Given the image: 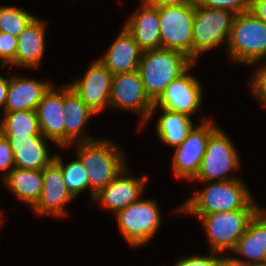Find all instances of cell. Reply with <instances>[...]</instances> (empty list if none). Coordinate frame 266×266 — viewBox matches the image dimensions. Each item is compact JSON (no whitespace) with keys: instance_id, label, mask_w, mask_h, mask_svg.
Here are the masks:
<instances>
[{"instance_id":"obj_15","label":"cell","mask_w":266,"mask_h":266,"mask_svg":"<svg viewBox=\"0 0 266 266\" xmlns=\"http://www.w3.org/2000/svg\"><path fill=\"white\" fill-rule=\"evenodd\" d=\"M43 190L37 204L32 208L36 214L65 216V205L74 199L68 192L63 181L60 165L53 160L43 170Z\"/></svg>"},{"instance_id":"obj_23","label":"cell","mask_w":266,"mask_h":266,"mask_svg":"<svg viewBox=\"0 0 266 266\" xmlns=\"http://www.w3.org/2000/svg\"><path fill=\"white\" fill-rule=\"evenodd\" d=\"M232 253L244 257L249 263L266 266V210L260 209L251 219Z\"/></svg>"},{"instance_id":"obj_3","label":"cell","mask_w":266,"mask_h":266,"mask_svg":"<svg viewBox=\"0 0 266 266\" xmlns=\"http://www.w3.org/2000/svg\"><path fill=\"white\" fill-rule=\"evenodd\" d=\"M193 63L185 54L175 50L160 48L143 51L138 71L150 100L155 103L167 85Z\"/></svg>"},{"instance_id":"obj_2","label":"cell","mask_w":266,"mask_h":266,"mask_svg":"<svg viewBox=\"0 0 266 266\" xmlns=\"http://www.w3.org/2000/svg\"><path fill=\"white\" fill-rule=\"evenodd\" d=\"M77 155L86 169L92 199L126 166L123 150L113 142L95 139L74 143Z\"/></svg>"},{"instance_id":"obj_34","label":"cell","mask_w":266,"mask_h":266,"mask_svg":"<svg viewBox=\"0 0 266 266\" xmlns=\"http://www.w3.org/2000/svg\"><path fill=\"white\" fill-rule=\"evenodd\" d=\"M249 11L266 23V0H251Z\"/></svg>"},{"instance_id":"obj_7","label":"cell","mask_w":266,"mask_h":266,"mask_svg":"<svg viewBox=\"0 0 266 266\" xmlns=\"http://www.w3.org/2000/svg\"><path fill=\"white\" fill-rule=\"evenodd\" d=\"M236 14L226 9L206 8L195 4L193 22V62L199 53L211 50L221 43L228 44Z\"/></svg>"},{"instance_id":"obj_6","label":"cell","mask_w":266,"mask_h":266,"mask_svg":"<svg viewBox=\"0 0 266 266\" xmlns=\"http://www.w3.org/2000/svg\"><path fill=\"white\" fill-rule=\"evenodd\" d=\"M115 215L121 234L134 248L147 244L162 221L158 203L152 199L140 198Z\"/></svg>"},{"instance_id":"obj_30","label":"cell","mask_w":266,"mask_h":266,"mask_svg":"<svg viewBox=\"0 0 266 266\" xmlns=\"http://www.w3.org/2000/svg\"><path fill=\"white\" fill-rule=\"evenodd\" d=\"M16 50L17 37L10 33L0 32V59H2V68L9 64L15 65Z\"/></svg>"},{"instance_id":"obj_21","label":"cell","mask_w":266,"mask_h":266,"mask_svg":"<svg viewBox=\"0 0 266 266\" xmlns=\"http://www.w3.org/2000/svg\"><path fill=\"white\" fill-rule=\"evenodd\" d=\"M53 85L19 76L9 78L7 102L4 112L36 110L43 96Z\"/></svg>"},{"instance_id":"obj_13","label":"cell","mask_w":266,"mask_h":266,"mask_svg":"<svg viewBox=\"0 0 266 266\" xmlns=\"http://www.w3.org/2000/svg\"><path fill=\"white\" fill-rule=\"evenodd\" d=\"M87 69L82 79L68 85L80 96L81 100L93 111L100 113L109 107V97L113 74L97 59Z\"/></svg>"},{"instance_id":"obj_22","label":"cell","mask_w":266,"mask_h":266,"mask_svg":"<svg viewBox=\"0 0 266 266\" xmlns=\"http://www.w3.org/2000/svg\"><path fill=\"white\" fill-rule=\"evenodd\" d=\"M46 24L35 16L17 37L15 66L37 68L45 50Z\"/></svg>"},{"instance_id":"obj_11","label":"cell","mask_w":266,"mask_h":266,"mask_svg":"<svg viewBox=\"0 0 266 266\" xmlns=\"http://www.w3.org/2000/svg\"><path fill=\"white\" fill-rule=\"evenodd\" d=\"M109 106L135 111L141 116V125L150 120L154 103L145 92L138 70L113 75Z\"/></svg>"},{"instance_id":"obj_38","label":"cell","mask_w":266,"mask_h":266,"mask_svg":"<svg viewBox=\"0 0 266 266\" xmlns=\"http://www.w3.org/2000/svg\"><path fill=\"white\" fill-rule=\"evenodd\" d=\"M141 2L151 5H156L159 3L168 4V0H141Z\"/></svg>"},{"instance_id":"obj_19","label":"cell","mask_w":266,"mask_h":266,"mask_svg":"<svg viewBox=\"0 0 266 266\" xmlns=\"http://www.w3.org/2000/svg\"><path fill=\"white\" fill-rule=\"evenodd\" d=\"M106 51L99 60L113 75L138 70L143 51L125 27Z\"/></svg>"},{"instance_id":"obj_24","label":"cell","mask_w":266,"mask_h":266,"mask_svg":"<svg viewBox=\"0 0 266 266\" xmlns=\"http://www.w3.org/2000/svg\"><path fill=\"white\" fill-rule=\"evenodd\" d=\"M3 182L21 202L33 208L43 190L42 170L12 169Z\"/></svg>"},{"instance_id":"obj_4","label":"cell","mask_w":266,"mask_h":266,"mask_svg":"<svg viewBox=\"0 0 266 266\" xmlns=\"http://www.w3.org/2000/svg\"><path fill=\"white\" fill-rule=\"evenodd\" d=\"M227 48L231 61L257 65L266 59V23L250 11L236 14Z\"/></svg>"},{"instance_id":"obj_1","label":"cell","mask_w":266,"mask_h":266,"mask_svg":"<svg viewBox=\"0 0 266 266\" xmlns=\"http://www.w3.org/2000/svg\"><path fill=\"white\" fill-rule=\"evenodd\" d=\"M208 185L202 191L195 192L176 212L200 217L216 212L235 210H260L255 199L242 180L205 182Z\"/></svg>"},{"instance_id":"obj_29","label":"cell","mask_w":266,"mask_h":266,"mask_svg":"<svg viewBox=\"0 0 266 266\" xmlns=\"http://www.w3.org/2000/svg\"><path fill=\"white\" fill-rule=\"evenodd\" d=\"M251 0H197V4L206 8L226 9L234 14L250 10Z\"/></svg>"},{"instance_id":"obj_14","label":"cell","mask_w":266,"mask_h":266,"mask_svg":"<svg viewBox=\"0 0 266 266\" xmlns=\"http://www.w3.org/2000/svg\"><path fill=\"white\" fill-rule=\"evenodd\" d=\"M128 166H126L106 187L95 195L94 201H98L100 205L115 214L126 208L141 198L143 194L147 176L136 178L128 175Z\"/></svg>"},{"instance_id":"obj_16","label":"cell","mask_w":266,"mask_h":266,"mask_svg":"<svg viewBox=\"0 0 266 266\" xmlns=\"http://www.w3.org/2000/svg\"><path fill=\"white\" fill-rule=\"evenodd\" d=\"M64 114V147L78 142L95 140L85 135L84 128L88 119L96 113L93 112L68 84L63 86ZM83 130V131H82Z\"/></svg>"},{"instance_id":"obj_8","label":"cell","mask_w":266,"mask_h":266,"mask_svg":"<svg viewBox=\"0 0 266 266\" xmlns=\"http://www.w3.org/2000/svg\"><path fill=\"white\" fill-rule=\"evenodd\" d=\"M258 211L235 210L200 216L199 219L208 236L212 252L232 251Z\"/></svg>"},{"instance_id":"obj_17","label":"cell","mask_w":266,"mask_h":266,"mask_svg":"<svg viewBox=\"0 0 266 266\" xmlns=\"http://www.w3.org/2000/svg\"><path fill=\"white\" fill-rule=\"evenodd\" d=\"M4 137L10 142L16 168L43 170L55 159V155L49 156L46 138L42 134Z\"/></svg>"},{"instance_id":"obj_33","label":"cell","mask_w":266,"mask_h":266,"mask_svg":"<svg viewBox=\"0 0 266 266\" xmlns=\"http://www.w3.org/2000/svg\"><path fill=\"white\" fill-rule=\"evenodd\" d=\"M15 168L14 153L9 140L0 134V171H6L3 179Z\"/></svg>"},{"instance_id":"obj_31","label":"cell","mask_w":266,"mask_h":266,"mask_svg":"<svg viewBox=\"0 0 266 266\" xmlns=\"http://www.w3.org/2000/svg\"><path fill=\"white\" fill-rule=\"evenodd\" d=\"M207 256H190L177 260L174 266H223L224 256L220 252H212ZM221 254V255H220ZM218 255V257H217Z\"/></svg>"},{"instance_id":"obj_25","label":"cell","mask_w":266,"mask_h":266,"mask_svg":"<svg viewBox=\"0 0 266 266\" xmlns=\"http://www.w3.org/2000/svg\"><path fill=\"white\" fill-rule=\"evenodd\" d=\"M162 111L163 114L156 124L157 135L163 143L175 148L185 140L195 124L183 113L164 109Z\"/></svg>"},{"instance_id":"obj_20","label":"cell","mask_w":266,"mask_h":266,"mask_svg":"<svg viewBox=\"0 0 266 266\" xmlns=\"http://www.w3.org/2000/svg\"><path fill=\"white\" fill-rule=\"evenodd\" d=\"M159 23L158 4L142 2V7L129 17L124 27L134 37L139 48L147 51L161 48Z\"/></svg>"},{"instance_id":"obj_37","label":"cell","mask_w":266,"mask_h":266,"mask_svg":"<svg viewBox=\"0 0 266 266\" xmlns=\"http://www.w3.org/2000/svg\"><path fill=\"white\" fill-rule=\"evenodd\" d=\"M197 0H168L169 5H195Z\"/></svg>"},{"instance_id":"obj_35","label":"cell","mask_w":266,"mask_h":266,"mask_svg":"<svg viewBox=\"0 0 266 266\" xmlns=\"http://www.w3.org/2000/svg\"><path fill=\"white\" fill-rule=\"evenodd\" d=\"M9 88V78H4L0 75V107L3 106L5 110L6 102H7V93Z\"/></svg>"},{"instance_id":"obj_18","label":"cell","mask_w":266,"mask_h":266,"mask_svg":"<svg viewBox=\"0 0 266 266\" xmlns=\"http://www.w3.org/2000/svg\"><path fill=\"white\" fill-rule=\"evenodd\" d=\"M54 85L43 96L36 108L41 134L48 140L64 147L63 87Z\"/></svg>"},{"instance_id":"obj_32","label":"cell","mask_w":266,"mask_h":266,"mask_svg":"<svg viewBox=\"0 0 266 266\" xmlns=\"http://www.w3.org/2000/svg\"><path fill=\"white\" fill-rule=\"evenodd\" d=\"M250 88L254 96L266 107V64H260L251 75Z\"/></svg>"},{"instance_id":"obj_28","label":"cell","mask_w":266,"mask_h":266,"mask_svg":"<svg viewBox=\"0 0 266 266\" xmlns=\"http://www.w3.org/2000/svg\"><path fill=\"white\" fill-rule=\"evenodd\" d=\"M35 16L15 6H0V32L18 37Z\"/></svg>"},{"instance_id":"obj_26","label":"cell","mask_w":266,"mask_h":266,"mask_svg":"<svg viewBox=\"0 0 266 266\" xmlns=\"http://www.w3.org/2000/svg\"><path fill=\"white\" fill-rule=\"evenodd\" d=\"M0 122L2 136H22L27 134H41L36 110L4 112Z\"/></svg>"},{"instance_id":"obj_12","label":"cell","mask_w":266,"mask_h":266,"mask_svg":"<svg viewBox=\"0 0 266 266\" xmlns=\"http://www.w3.org/2000/svg\"><path fill=\"white\" fill-rule=\"evenodd\" d=\"M194 65L195 63L167 85L163 94L154 103L151 116L157 107L183 113L189 117L200 108L202 102V85L194 76L187 74Z\"/></svg>"},{"instance_id":"obj_36","label":"cell","mask_w":266,"mask_h":266,"mask_svg":"<svg viewBox=\"0 0 266 266\" xmlns=\"http://www.w3.org/2000/svg\"><path fill=\"white\" fill-rule=\"evenodd\" d=\"M223 266H258L235 257H224Z\"/></svg>"},{"instance_id":"obj_5","label":"cell","mask_w":266,"mask_h":266,"mask_svg":"<svg viewBox=\"0 0 266 266\" xmlns=\"http://www.w3.org/2000/svg\"><path fill=\"white\" fill-rule=\"evenodd\" d=\"M195 5L158 4L161 48L179 51L193 61Z\"/></svg>"},{"instance_id":"obj_9","label":"cell","mask_w":266,"mask_h":266,"mask_svg":"<svg viewBox=\"0 0 266 266\" xmlns=\"http://www.w3.org/2000/svg\"><path fill=\"white\" fill-rule=\"evenodd\" d=\"M231 139L219 127L210 135L200 169L193 180L203 182L226 181L239 177L226 176L240 166L238 151Z\"/></svg>"},{"instance_id":"obj_10","label":"cell","mask_w":266,"mask_h":266,"mask_svg":"<svg viewBox=\"0 0 266 266\" xmlns=\"http://www.w3.org/2000/svg\"><path fill=\"white\" fill-rule=\"evenodd\" d=\"M217 128L213 122L203 117L201 125L195 124L185 140L175 147L172 166L176 178L191 181L196 177L206 152L208 139Z\"/></svg>"},{"instance_id":"obj_27","label":"cell","mask_w":266,"mask_h":266,"mask_svg":"<svg viewBox=\"0 0 266 266\" xmlns=\"http://www.w3.org/2000/svg\"><path fill=\"white\" fill-rule=\"evenodd\" d=\"M54 160L60 165L64 184L73 198H76L79 193L89 188L86 169L78 157L66 165L60 155H55Z\"/></svg>"}]
</instances>
